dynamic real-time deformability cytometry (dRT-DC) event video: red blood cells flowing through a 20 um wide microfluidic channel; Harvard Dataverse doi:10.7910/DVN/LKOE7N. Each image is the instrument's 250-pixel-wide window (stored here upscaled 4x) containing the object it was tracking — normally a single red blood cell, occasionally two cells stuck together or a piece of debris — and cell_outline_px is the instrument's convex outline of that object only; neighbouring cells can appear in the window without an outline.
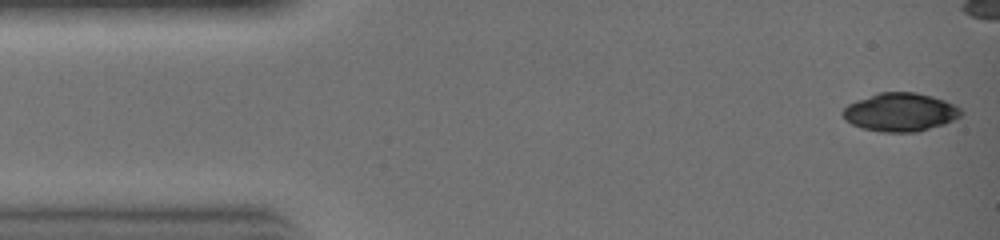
{"species": "common noctule bat (a hibernating species)", "species_latin": "Nyctalus noctula", "temperature_condition": "warm", "stored_images_in_passage": 25, "camera_frame_rate_fps": 3000, "um_per_image_px": 0.085, "animal": {"sex": "female", "body_mass_g": 19.0, "forearm_length_mm": 51.5}, "frame": {"image": 1, "passage_image": 1, "time_ms": 0.0, "image_size_px": [1000, 240], "cell_outline_px": [[964, 112], [960, 116], [944, 124], [920, 132], [880, 132], [864, 128], [852, 124], [844, 120], [840, 112], [848, 104], [880, 92], [916, 92], [932, 96], [944, 100], [960, 108]], "centroid_in_image_um": [76.52, 9.54], "position_along_channel_um": 8.5, "area_um2": 26.47}}